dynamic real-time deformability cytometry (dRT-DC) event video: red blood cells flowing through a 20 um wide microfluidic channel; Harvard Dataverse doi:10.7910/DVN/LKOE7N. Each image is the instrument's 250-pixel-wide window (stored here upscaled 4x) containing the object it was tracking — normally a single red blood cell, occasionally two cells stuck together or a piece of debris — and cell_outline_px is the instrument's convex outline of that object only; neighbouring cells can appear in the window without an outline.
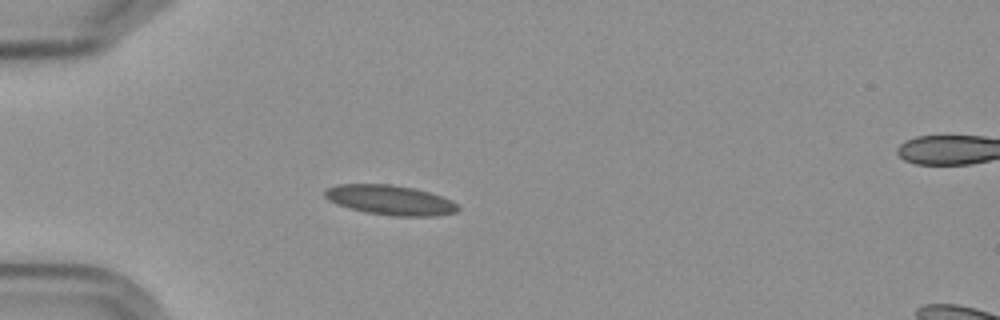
{"species": "Egyptian fruit bat (a non-hibernating species)", "species_latin": "Rousettus aegyptiacus", "temperature_condition": "cold", "stored_images_in_passage": 5, "camera_frame_rate_fps": 3000, "um_per_image_px": 0.085, "frame": {"image": 1, "passage_image": 4, "time_ms": 4.333, "image_size_px": [1000, 320], "cell_outline_px": [[460, 208], [456, 212], [432, 216], [392, 216], [364, 212], [348, 208], [328, 200], [324, 196], [324, 192], [328, 188], [340, 184], [388, 184], [412, 188], [428, 192], [452, 200]], "centroid_in_image_um": [33.15, 17.01], "position_along_channel_um": 51.9, "area_um2": 22.95}}